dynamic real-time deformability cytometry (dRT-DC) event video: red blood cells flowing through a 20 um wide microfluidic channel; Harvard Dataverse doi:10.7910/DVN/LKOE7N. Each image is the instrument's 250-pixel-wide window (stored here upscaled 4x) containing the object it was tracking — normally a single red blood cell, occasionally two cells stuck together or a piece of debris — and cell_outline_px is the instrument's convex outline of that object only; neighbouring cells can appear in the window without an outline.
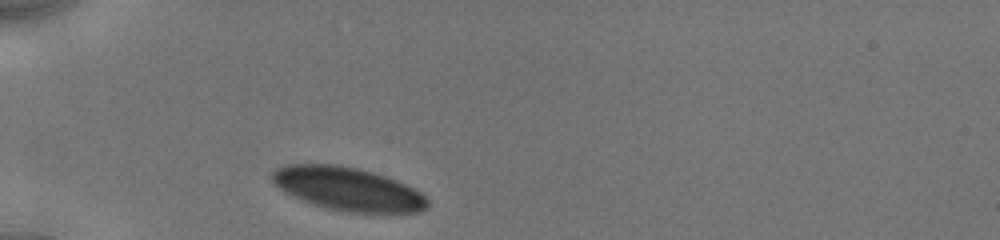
{"species": "human", "species_latin": "Homo sapiens", "temperature_condition": "cold", "stored_images_in_passage": 7, "camera_frame_rate_fps": 3000, "um_per_image_px": 0.085, "donor": {"sex": "male"}, "frame": {"image": 1, "passage_image": 1, "time_ms": 0.0, "image_size_px": [1000, 240], "cell_outline_px": [[428, 208], [420, 212], [384, 216], [344, 212], [324, 208], [304, 200], [280, 188], [272, 180], [272, 172], [276, 168], [284, 164], [340, 164], [372, 172], [396, 180], [420, 192], [428, 200]], "centroid_in_image_um": [29.66, 16.11], "position_along_channel_um": 55.3, "area_um2": 39.94}}
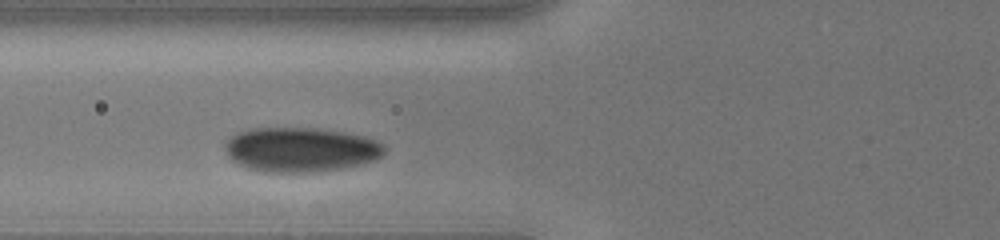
{"frame": {"image": 2, "passage_image": 4, "time_ms": 1.667, "image_size_px": [1000, 240], "cell_outline_px": [[384, 152], [376, 160], [360, 164], [340, 168], [304, 172], [264, 172], [248, 168], [236, 164], [228, 156], [224, 144], [232, 136], [240, 132], [252, 128], [316, 128], [344, 132], [364, 136], [376, 140], [384, 144]], "centroid_in_image_um": [25.54, 12.71], "position_along_channel_um": 100.3, "area_um2": 41.15}}
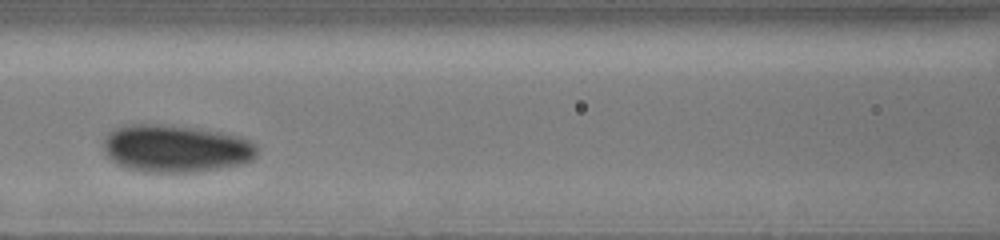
{"frame": {"image": 3, "passage_image": 6, "time_ms": 3.0, "image_size_px": [1000, 240], "cell_outline_px": [[256, 156], [252, 160], [240, 164], [220, 168], [196, 172], [144, 172], [124, 168], [112, 160], [104, 152], [104, 136], [112, 128], [124, 124], [160, 124], [200, 128], [240, 136], [256, 144]], "centroid_in_image_um": [14.9, 12.61], "position_along_channel_um": 151.7, "area_um2": 42.95}}